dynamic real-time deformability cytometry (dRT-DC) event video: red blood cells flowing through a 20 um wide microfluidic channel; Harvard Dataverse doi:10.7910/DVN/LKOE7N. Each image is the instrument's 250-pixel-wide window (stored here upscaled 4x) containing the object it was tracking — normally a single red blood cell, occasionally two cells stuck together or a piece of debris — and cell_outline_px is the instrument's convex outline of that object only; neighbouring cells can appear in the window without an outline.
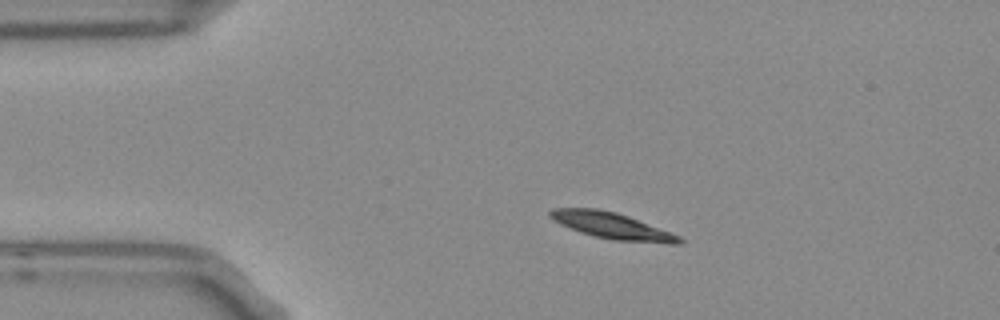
{"species": "Egyptian fruit bat (a non-hibernating species)", "species_latin": "Rousettus aegyptiacus", "temperature_condition": "room temperature", "stored_images_in_passage": 2, "camera_frame_rate_fps": 3000, "um_per_image_px": 0.085, "frame": {"image": 1, "passage_image": 1, "time_ms": 0.0, "image_size_px": [1000, 320], "cell_outline_px": [[684, 244], [668, 244], [612, 240], [580, 232], [560, 224], [552, 220], [548, 216], [548, 212], [552, 208], [596, 208], [616, 212], [628, 216], [680, 236], [684, 240]], "centroid_in_image_um": [52.02, 19.2], "position_along_channel_um": 33.0, "area_um2": 19.88}}